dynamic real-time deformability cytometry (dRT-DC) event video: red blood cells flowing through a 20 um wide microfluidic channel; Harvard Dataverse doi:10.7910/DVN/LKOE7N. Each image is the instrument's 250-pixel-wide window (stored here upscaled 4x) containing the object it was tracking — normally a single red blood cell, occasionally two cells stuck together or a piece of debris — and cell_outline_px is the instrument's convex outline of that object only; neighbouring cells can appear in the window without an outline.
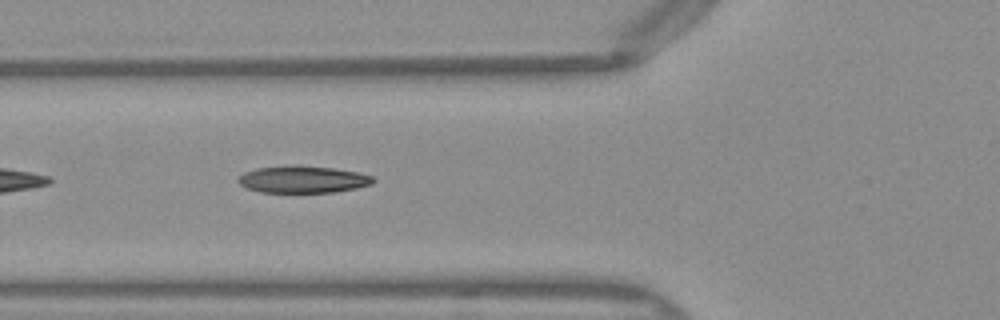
{"species": "Egyptian fruit bat (a non-hibernating species)", "species_latin": "Rousettus aegyptiacus", "temperature_condition": "warm", "stored_images_in_passage": 20, "camera_frame_rate_fps": 3000, "um_per_image_px": 0.085, "frame": {"image": 1, "passage_image": 4, "time_ms": 1.0, "image_size_px": [1000, 320], "cell_outline_px": [[376, 180], [372, 184], [356, 188], [332, 192], [260, 192], [244, 188], [236, 180], [244, 172], [256, 168], [332, 168], [356, 172], [372, 176]], "centroid_in_image_um": [25.74, 15.3], "position_along_channel_um": 100.1, "area_um2": 20.29}}
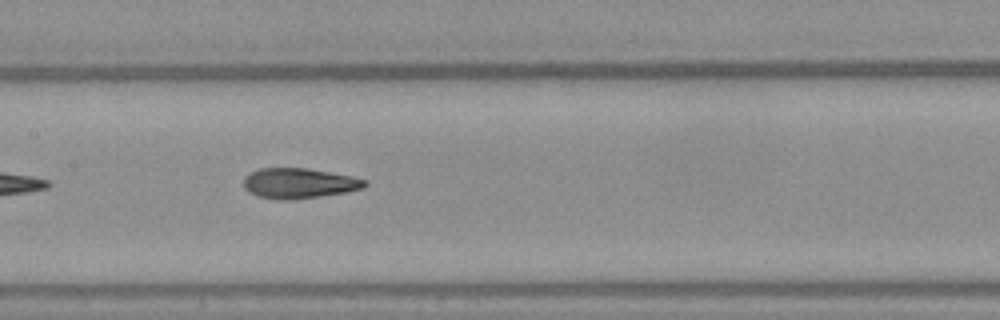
{"frame": {"image": 2, "passage_image": 10, "time_ms": 3.0, "image_size_px": [1000, 320], "cell_outline_px": [[368, 184], [364, 188], [348, 192], [292, 200], [280, 200], [256, 196], [248, 192], [244, 188], [244, 176], [260, 168], [308, 168], [352, 176], [368, 180]], "centroid_in_image_um": [25.43, 15.58], "position_along_channel_um": 182.0, "area_um2": 21.62}}
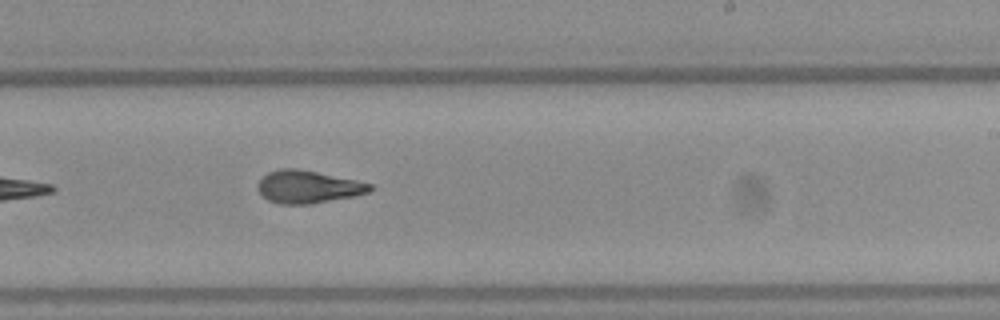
{"frame": {"image": 3, "passage_image": 16, "time_ms": 5.0, "image_size_px": [1000, 320], "cell_outline_px": [[372, 188], [368, 192], [356, 196], [308, 204], [280, 204], [268, 200], [256, 188], [256, 184], [268, 172], [280, 168], [296, 168], [356, 180], [372, 184]], "centroid_in_image_um": [26.16, 15.88], "position_along_channel_um": 262.8, "area_um2": 21.21}}